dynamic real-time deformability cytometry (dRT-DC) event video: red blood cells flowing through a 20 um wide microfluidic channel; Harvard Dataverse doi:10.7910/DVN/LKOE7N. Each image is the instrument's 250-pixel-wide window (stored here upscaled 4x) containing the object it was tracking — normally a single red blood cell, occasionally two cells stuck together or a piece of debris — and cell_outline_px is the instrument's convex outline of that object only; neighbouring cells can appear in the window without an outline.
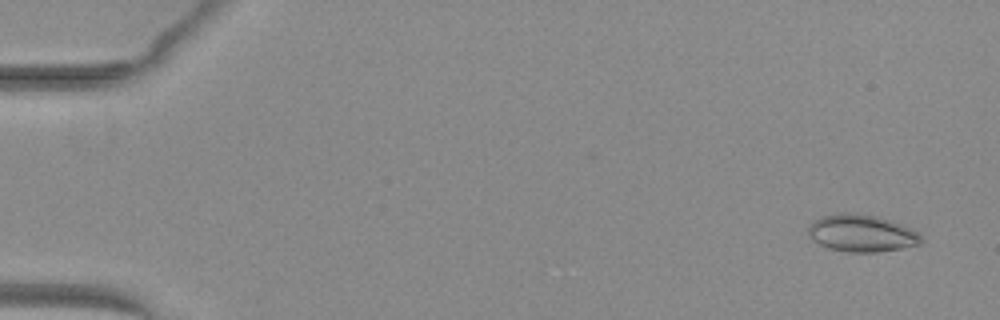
{"species": "common noctule bat (a hibernating species)", "species_latin": "Nyctalus noctula", "temperature_condition": "warm", "stored_images_in_passage": 52, "camera_frame_rate_fps": 3000, "um_per_image_px": 0.085, "animal": {"sex": "female", "body_mass_g": 29.2, "forearm_length_mm": 56.3}, "frame": {"image": 1, "passage_image": 3, "time_ms": 0.667, "image_size_px": [1000, 320], "cell_outline_px": [[924, 240], [920, 244], [900, 248], [876, 252], [848, 252], [828, 248], [812, 240], [808, 236], [808, 228], [816, 220], [824, 216], [840, 212], [848, 212], [876, 216], [900, 224], [916, 232]], "centroid_in_image_um": [73.21, 19.83], "position_along_channel_um": 11.8, "area_um2": 24.1}}
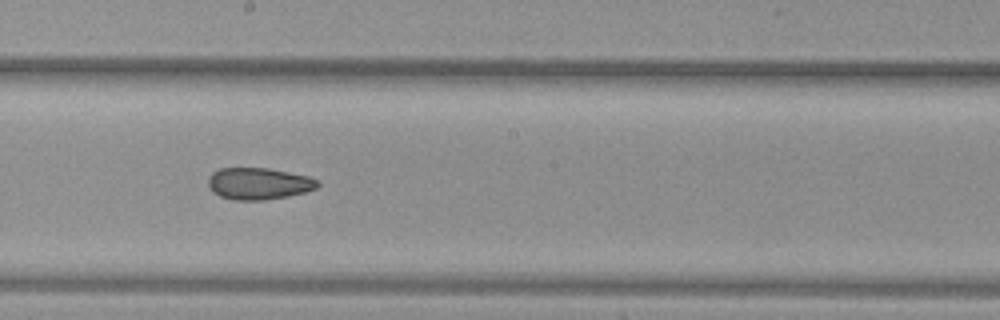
{"frame": {"image": 2, "passage_image": 30, "time_ms": 9.667, "image_size_px": [1000, 320], "cell_outline_px": [[320, 184], [316, 188], [304, 192], [288, 196], [264, 200], [236, 200], [220, 196], [212, 192], [208, 184], [208, 176], [212, 172], [220, 168], [268, 168], [308, 176], [320, 180]], "centroid_in_image_um": [21.98, 15.6], "position_along_channel_um": 226.2, "area_um2": 20.35}}
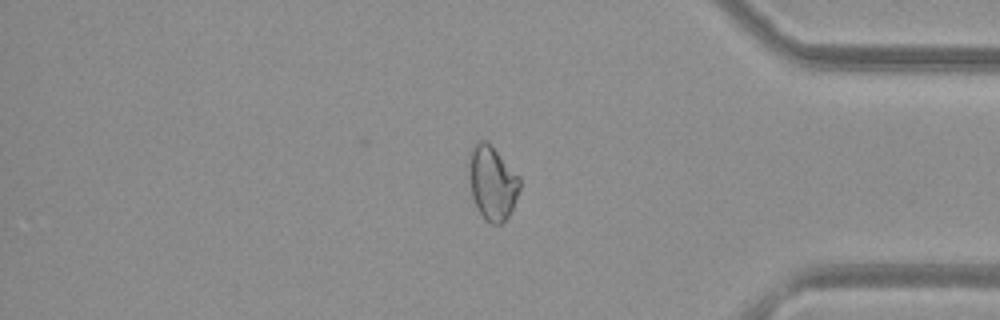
{"frame": {"image": 3, "passage_image": 44, "time_ms": 14.333, "image_size_px": [1000, 320], "cell_outline_px": [[520, 188], [512, 208], [508, 216], [500, 224], [492, 224], [484, 220], [472, 196], [468, 176], [468, 156], [472, 144], [480, 140], [484, 140], [492, 144], [520, 176]], "centroid_in_image_um": [41.82, 15.48], "position_along_channel_um": 393.4, "area_um2": 22.31}, "authors_computed_cell_mechanics": {"area_um2": 22.6576, "velocity_mm_per_s": 4.0573, "shape_relaxation_time_tau1_ms": null, "shape_relaxation_time_tau2_ms": 2.9486, "deformation_change_tau1": null, "deformation_change_tau2": 0.0873}}